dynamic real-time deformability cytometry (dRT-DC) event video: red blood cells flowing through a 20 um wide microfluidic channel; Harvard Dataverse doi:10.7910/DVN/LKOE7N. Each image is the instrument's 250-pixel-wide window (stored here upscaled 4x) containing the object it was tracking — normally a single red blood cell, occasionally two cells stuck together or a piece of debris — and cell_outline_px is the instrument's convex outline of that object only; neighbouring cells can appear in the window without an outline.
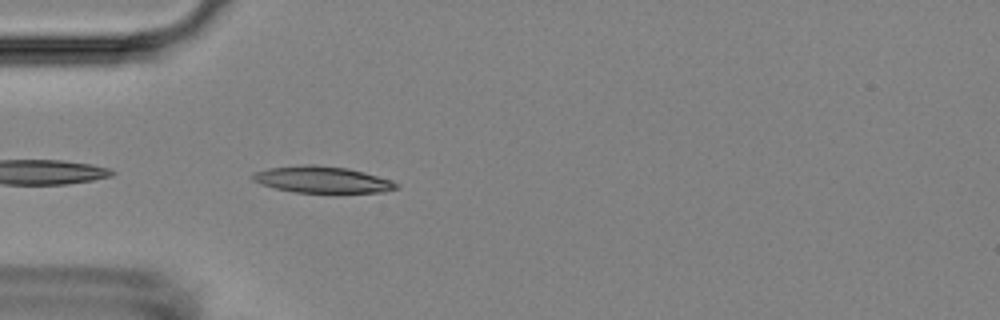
{"species": "Egyptian fruit bat (a non-hibernating species)", "species_latin": "Rousettus aegyptiacus", "temperature_condition": "room temperature", "stored_images_in_passage": 40, "camera_frame_rate_fps": 3000, "um_per_image_px": 0.085, "animal": {"sex": "female"}, "frame": {"image": 1, "passage_image": 2, "time_ms": 0.333, "image_size_px": [1000, 320], "cell_outline_px": [[400, 188], [384, 192], [296, 192], [276, 188], [260, 184], [252, 180], [252, 172], [268, 168], [304, 164], [312, 164], [348, 168], [364, 172], [392, 180], [400, 184]], "centroid_in_image_um": [27.4, 15.26], "position_along_channel_um": 57.6, "area_um2": 22.25}}
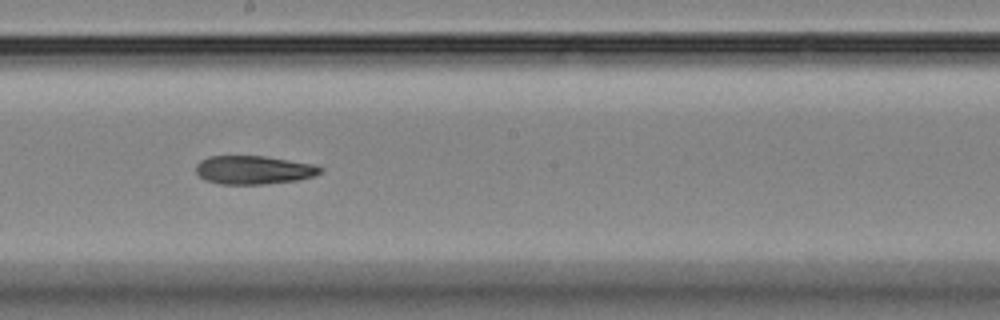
{"frame": {"image": 2, "passage_image": 16, "time_ms": 5.0, "image_size_px": [1000, 320], "cell_outline_px": [[324, 168], [320, 172], [312, 176], [296, 180], [264, 184], [220, 184], [204, 180], [196, 172], [196, 164], [200, 160], [208, 156], [264, 156], [312, 164]], "centroid_in_image_um": [21.5, 14.44], "position_along_channel_um": 226.7, "area_um2": 20.52}}
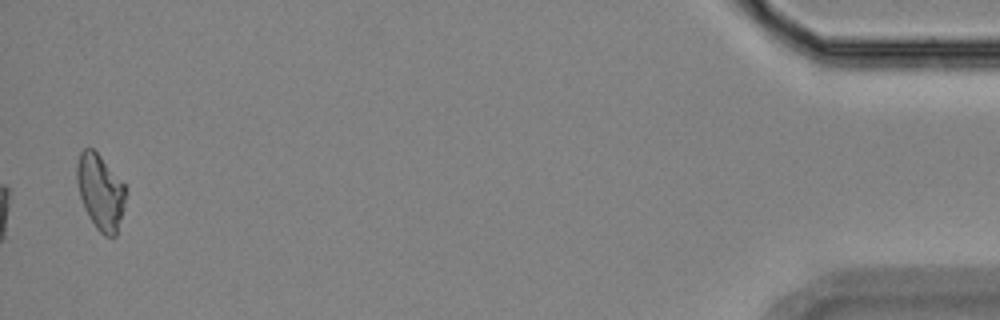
{"frame": {"image": 3, "passage_image": 39, "time_ms": 12.667, "image_size_px": [1000, 320], "cell_outline_px": [[128, 188], [116, 236], [104, 236], [96, 228], [88, 216], [84, 208], [80, 196], [76, 180], [76, 164], [80, 152], [84, 148], [92, 148], [100, 156]], "centroid_in_image_um": [8.53, 16.31], "position_along_channel_um": 426.7, "area_um2": 21.44}}